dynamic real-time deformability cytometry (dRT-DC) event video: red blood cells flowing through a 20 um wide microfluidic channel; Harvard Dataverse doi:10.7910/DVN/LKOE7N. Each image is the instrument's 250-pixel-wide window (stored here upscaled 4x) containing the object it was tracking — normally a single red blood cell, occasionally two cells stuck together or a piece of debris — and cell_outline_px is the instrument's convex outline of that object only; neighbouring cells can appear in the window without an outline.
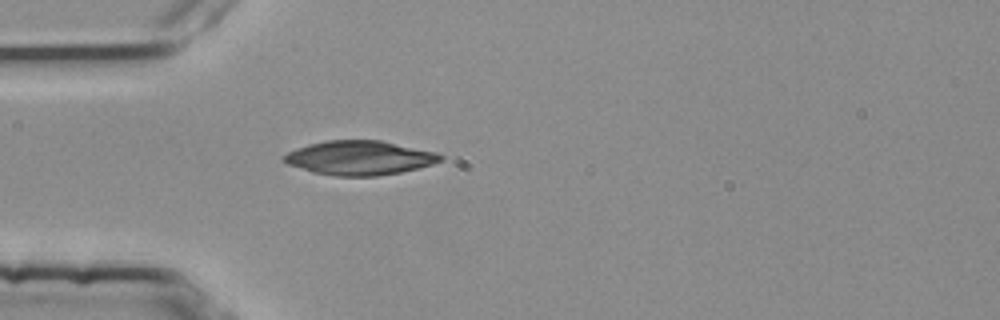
{"species": "common noctule bat (a hibernating species)", "species_latin": "Nyctalus noctula", "temperature_condition": "room temperature", "stored_images_in_passage": 1, "camera_frame_rate_fps": 3000, "um_per_image_px": 0.085, "animal": {"sex": "female", "body_mass_g": 25.1}, "frame": {"image": 1, "passage_image": 1, "time_ms": 0.0, "image_size_px": [1000, 320], "cell_outline_px": [[444, 160], [432, 164], [400, 172], [376, 176], [336, 176], [312, 172], [288, 164], [280, 160], [280, 156], [296, 148], [308, 144], [324, 140], [380, 140], [436, 152], [444, 156]], "centroid_in_image_um": [30.52, 13.41], "position_along_channel_um": 54.5, "area_um2": 31.33}}